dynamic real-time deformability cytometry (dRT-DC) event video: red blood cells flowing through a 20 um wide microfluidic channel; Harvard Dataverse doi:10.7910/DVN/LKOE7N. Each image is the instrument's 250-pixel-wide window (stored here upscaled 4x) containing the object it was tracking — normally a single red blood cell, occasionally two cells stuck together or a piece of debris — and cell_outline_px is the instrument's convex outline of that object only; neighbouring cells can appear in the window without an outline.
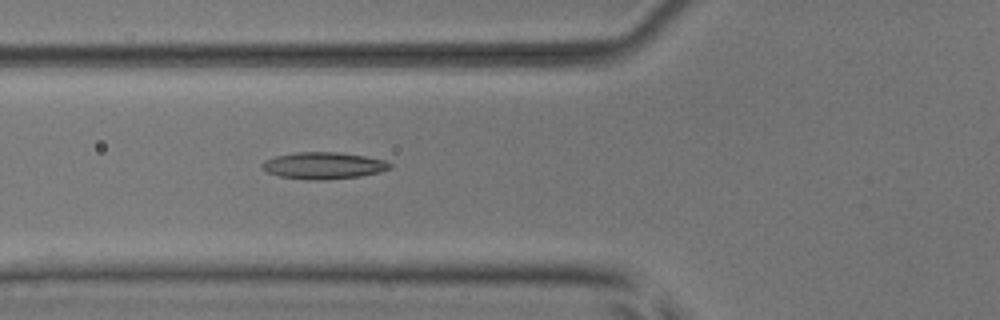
{"species": "common noctule bat (a hibernating species)", "species_latin": "Nyctalus noctula", "temperature_condition": "room temperature", "stored_images_in_passage": 52, "camera_frame_rate_fps": 3000, "um_per_image_px": 0.085, "animal": {"sex": "male", "body_mass_g": 17.9, "forearm_length_mm": 54.2}, "frame": {"image": 1, "passage_image": 19, "time_ms": 6.0, "image_size_px": [1000, 320], "cell_outline_px": [[392, 168], [380, 172], [360, 176], [320, 180], [316, 180], [280, 176], [268, 172], [260, 168], [260, 164], [264, 160], [276, 156], [296, 152], [336, 152], [364, 156], [384, 160], [392, 164]], "centroid_in_image_um": [27.49, 14.07], "position_along_channel_um": 98.3, "area_um2": 19.83}}
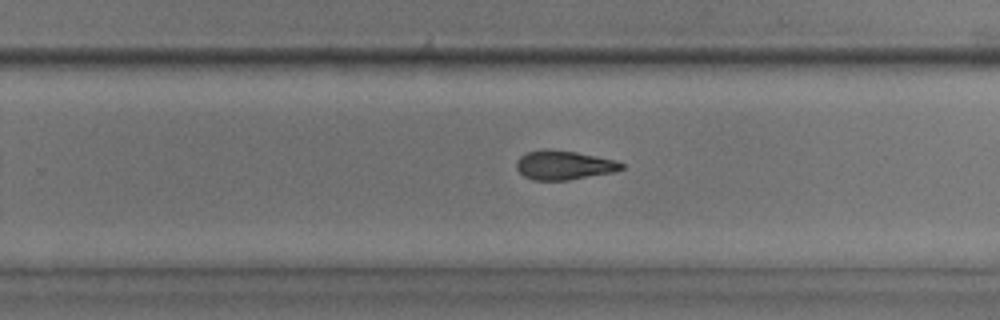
{"frame": {"image": 2, "passage_image": 33, "time_ms": 10.667, "image_size_px": [1000, 320], "cell_outline_px": [[624, 168], [616, 172], [568, 180], [532, 180], [524, 176], [516, 168], [516, 160], [520, 156], [528, 152], [544, 148], [548, 148], [576, 152], [616, 160], [624, 164]], "centroid_in_image_um": [47.93, 14.03], "position_along_channel_um": 281.9, "area_um2": 18.03}}
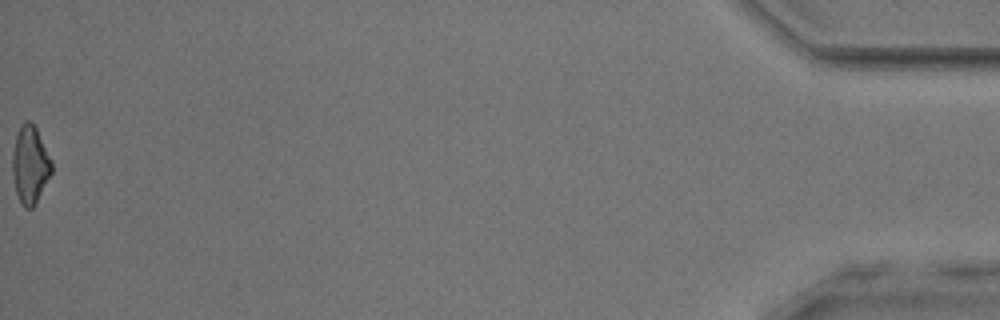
{"frame": {"image": 3, "passage_image": 52, "time_ms": 17.0, "image_size_px": [1000, 320], "cell_outline_px": [[52, 172], [36, 204], [32, 208], [24, 208], [20, 204], [16, 192], [12, 172], [12, 152], [16, 136], [20, 124], [28, 120], [36, 128], [52, 160]], "centroid_in_image_um": [2.55, 14.03], "position_along_channel_um": 432.6, "area_um2": 17.86}, "authors_computed_cell_mechanics": {"area_um2": 18.3226, "velocity_mm_per_s": 3.9509, "shape_relaxation_time_tau1_ms": 5.7975, "shape_relaxation_time_tau2_ms": 2.785, "deformation_change_tau1": 0.164, "deformation_change_tau2": 0.103}}